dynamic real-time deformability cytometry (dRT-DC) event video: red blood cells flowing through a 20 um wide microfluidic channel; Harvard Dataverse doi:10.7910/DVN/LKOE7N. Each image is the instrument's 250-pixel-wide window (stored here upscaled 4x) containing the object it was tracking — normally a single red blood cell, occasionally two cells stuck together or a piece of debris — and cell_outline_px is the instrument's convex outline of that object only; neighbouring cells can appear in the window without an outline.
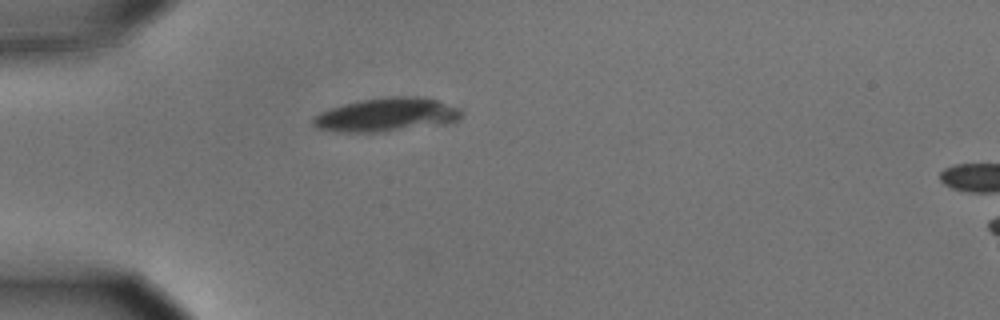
{"species": "common noctule bat (a hibernating species)", "species_latin": "Nyctalus noctula", "temperature_condition": "cold", "stored_images_in_passage": 2, "camera_frame_rate_fps": 3000, "um_per_image_px": 0.085, "animal": {"sex": "male", "body_mass_g": 15.6}, "frame": {"image": 1, "passage_image": 2, "time_ms": 0.333, "image_size_px": [1000, 320], "cell_outline_px": [[464, 112], [460, 120], [384, 132], [336, 132], [316, 128], [312, 124], [312, 116], [320, 112], [344, 104], [360, 100], [388, 96], [420, 96], [436, 100], [460, 108]], "centroid_in_image_um": [32.82, 9.75], "position_along_channel_um": 52.2, "area_um2": 29.07}}